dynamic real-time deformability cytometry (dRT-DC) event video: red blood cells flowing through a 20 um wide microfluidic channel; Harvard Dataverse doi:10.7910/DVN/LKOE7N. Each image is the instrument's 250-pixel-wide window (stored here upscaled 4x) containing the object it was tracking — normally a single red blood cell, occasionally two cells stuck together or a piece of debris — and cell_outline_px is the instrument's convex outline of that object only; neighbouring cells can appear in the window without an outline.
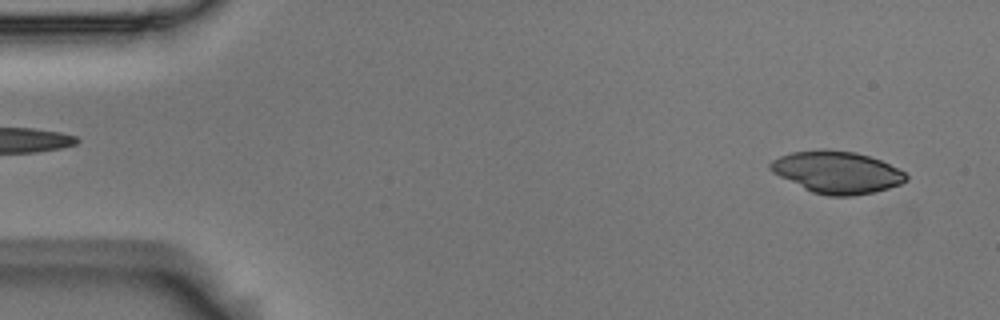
{"species": "Egyptian fruit bat (a non-hibernating species)", "species_latin": "Rousettus aegyptiacus", "temperature_condition": "room temperature", "stored_images_in_passage": 5, "camera_frame_rate_fps": 3000, "um_per_image_px": 0.085, "animal": {"sex": "male"}, "frame": {"image": 1, "passage_image": 1, "time_ms": 0.0, "image_size_px": [1000, 320], "cell_outline_px": [[908, 180], [900, 184], [876, 192], [852, 196], [828, 196], [812, 192], [772, 172], [768, 168], [768, 164], [772, 160], [780, 156], [792, 152], [820, 148], [828, 148], [856, 152], [880, 160], [904, 172], [908, 176]], "centroid_in_image_um": [71.13, 14.63], "position_along_channel_um": 13.9, "area_um2": 33.41}}